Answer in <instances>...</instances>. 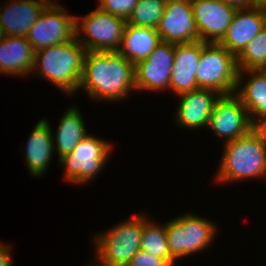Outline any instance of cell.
I'll return each instance as SVG.
<instances>
[{
  "label": "cell",
  "instance_id": "6",
  "mask_svg": "<svg viewBox=\"0 0 266 266\" xmlns=\"http://www.w3.org/2000/svg\"><path fill=\"white\" fill-rule=\"evenodd\" d=\"M113 146L110 140L88 134L70 154L58 160V164L64 169V180L72 185H86L96 180L106 167Z\"/></svg>",
  "mask_w": 266,
  "mask_h": 266
},
{
  "label": "cell",
  "instance_id": "1",
  "mask_svg": "<svg viewBox=\"0 0 266 266\" xmlns=\"http://www.w3.org/2000/svg\"><path fill=\"white\" fill-rule=\"evenodd\" d=\"M135 87V66L120 52L87 51L80 90L94 102H123Z\"/></svg>",
  "mask_w": 266,
  "mask_h": 266
},
{
  "label": "cell",
  "instance_id": "11",
  "mask_svg": "<svg viewBox=\"0 0 266 266\" xmlns=\"http://www.w3.org/2000/svg\"><path fill=\"white\" fill-rule=\"evenodd\" d=\"M174 64V44L161 42L145 60L135 65L136 91H169Z\"/></svg>",
  "mask_w": 266,
  "mask_h": 266
},
{
  "label": "cell",
  "instance_id": "31",
  "mask_svg": "<svg viewBox=\"0 0 266 266\" xmlns=\"http://www.w3.org/2000/svg\"><path fill=\"white\" fill-rule=\"evenodd\" d=\"M49 4H57V1L59 0H46Z\"/></svg>",
  "mask_w": 266,
  "mask_h": 266
},
{
  "label": "cell",
  "instance_id": "23",
  "mask_svg": "<svg viewBox=\"0 0 266 266\" xmlns=\"http://www.w3.org/2000/svg\"><path fill=\"white\" fill-rule=\"evenodd\" d=\"M142 251L163 259L169 266H178L170 254L165 223H156L143 213V232L141 237Z\"/></svg>",
  "mask_w": 266,
  "mask_h": 266
},
{
  "label": "cell",
  "instance_id": "26",
  "mask_svg": "<svg viewBox=\"0 0 266 266\" xmlns=\"http://www.w3.org/2000/svg\"><path fill=\"white\" fill-rule=\"evenodd\" d=\"M138 0H98L97 7L127 21Z\"/></svg>",
  "mask_w": 266,
  "mask_h": 266
},
{
  "label": "cell",
  "instance_id": "15",
  "mask_svg": "<svg viewBox=\"0 0 266 266\" xmlns=\"http://www.w3.org/2000/svg\"><path fill=\"white\" fill-rule=\"evenodd\" d=\"M266 24V3L237 9L225 36L219 44L237 57Z\"/></svg>",
  "mask_w": 266,
  "mask_h": 266
},
{
  "label": "cell",
  "instance_id": "24",
  "mask_svg": "<svg viewBox=\"0 0 266 266\" xmlns=\"http://www.w3.org/2000/svg\"><path fill=\"white\" fill-rule=\"evenodd\" d=\"M238 71L266 70V24L236 57Z\"/></svg>",
  "mask_w": 266,
  "mask_h": 266
},
{
  "label": "cell",
  "instance_id": "19",
  "mask_svg": "<svg viewBox=\"0 0 266 266\" xmlns=\"http://www.w3.org/2000/svg\"><path fill=\"white\" fill-rule=\"evenodd\" d=\"M34 50L23 36H4L0 41V74L23 78L33 75Z\"/></svg>",
  "mask_w": 266,
  "mask_h": 266
},
{
  "label": "cell",
  "instance_id": "8",
  "mask_svg": "<svg viewBox=\"0 0 266 266\" xmlns=\"http://www.w3.org/2000/svg\"><path fill=\"white\" fill-rule=\"evenodd\" d=\"M126 24V20L96 7L83 17L76 15V38L87 51H118Z\"/></svg>",
  "mask_w": 266,
  "mask_h": 266
},
{
  "label": "cell",
  "instance_id": "18",
  "mask_svg": "<svg viewBox=\"0 0 266 266\" xmlns=\"http://www.w3.org/2000/svg\"><path fill=\"white\" fill-rule=\"evenodd\" d=\"M6 2L5 6L0 4V27L4 36L26 37L29 29L49 5L46 0H8Z\"/></svg>",
  "mask_w": 266,
  "mask_h": 266
},
{
  "label": "cell",
  "instance_id": "29",
  "mask_svg": "<svg viewBox=\"0 0 266 266\" xmlns=\"http://www.w3.org/2000/svg\"><path fill=\"white\" fill-rule=\"evenodd\" d=\"M224 1L227 5L232 6L236 9H247V8H252L256 7L261 2L259 0H222Z\"/></svg>",
  "mask_w": 266,
  "mask_h": 266
},
{
  "label": "cell",
  "instance_id": "17",
  "mask_svg": "<svg viewBox=\"0 0 266 266\" xmlns=\"http://www.w3.org/2000/svg\"><path fill=\"white\" fill-rule=\"evenodd\" d=\"M207 43L201 40L174 44V64L170 77L169 91L176 96L197 90L196 70L202 48Z\"/></svg>",
  "mask_w": 266,
  "mask_h": 266
},
{
  "label": "cell",
  "instance_id": "13",
  "mask_svg": "<svg viewBox=\"0 0 266 266\" xmlns=\"http://www.w3.org/2000/svg\"><path fill=\"white\" fill-rule=\"evenodd\" d=\"M191 5L199 40L219 43L237 9L222 0H191Z\"/></svg>",
  "mask_w": 266,
  "mask_h": 266
},
{
  "label": "cell",
  "instance_id": "33",
  "mask_svg": "<svg viewBox=\"0 0 266 266\" xmlns=\"http://www.w3.org/2000/svg\"><path fill=\"white\" fill-rule=\"evenodd\" d=\"M261 3H266V0H259Z\"/></svg>",
  "mask_w": 266,
  "mask_h": 266
},
{
  "label": "cell",
  "instance_id": "25",
  "mask_svg": "<svg viewBox=\"0 0 266 266\" xmlns=\"http://www.w3.org/2000/svg\"><path fill=\"white\" fill-rule=\"evenodd\" d=\"M166 2L167 0H138L126 21L127 24L156 29L164 14Z\"/></svg>",
  "mask_w": 266,
  "mask_h": 266
},
{
  "label": "cell",
  "instance_id": "9",
  "mask_svg": "<svg viewBox=\"0 0 266 266\" xmlns=\"http://www.w3.org/2000/svg\"><path fill=\"white\" fill-rule=\"evenodd\" d=\"M75 38L76 16L60 3L49 4L26 35L34 52Z\"/></svg>",
  "mask_w": 266,
  "mask_h": 266
},
{
  "label": "cell",
  "instance_id": "5",
  "mask_svg": "<svg viewBox=\"0 0 266 266\" xmlns=\"http://www.w3.org/2000/svg\"><path fill=\"white\" fill-rule=\"evenodd\" d=\"M219 227L209 218L192 212H185L165 223L167 242L171 257L178 263L210 249Z\"/></svg>",
  "mask_w": 266,
  "mask_h": 266
},
{
  "label": "cell",
  "instance_id": "14",
  "mask_svg": "<svg viewBox=\"0 0 266 266\" xmlns=\"http://www.w3.org/2000/svg\"><path fill=\"white\" fill-rule=\"evenodd\" d=\"M219 94L209 89H197L178 95V105L173 123L180 129H207L215 101Z\"/></svg>",
  "mask_w": 266,
  "mask_h": 266
},
{
  "label": "cell",
  "instance_id": "7",
  "mask_svg": "<svg viewBox=\"0 0 266 266\" xmlns=\"http://www.w3.org/2000/svg\"><path fill=\"white\" fill-rule=\"evenodd\" d=\"M237 79L236 57L219 43H207L196 70L197 88L230 95L236 92Z\"/></svg>",
  "mask_w": 266,
  "mask_h": 266
},
{
  "label": "cell",
  "instance_id": "22",
  "mask_svg": "<svg viewBox=\"0 0 266 266\" xmlns=\"http://www.w3.org/2000/svg\"><path fill=\"white\" fill-rule=\"evenodd\" d=\"M161 42L156 29L126 24L118 52L135 66L149 57Z\"/></svg>",
  "mask_w": 266,
  "mask_h": 266
},
{
  "label": "cell",
  "instance_id": "10",
  "mask_svg": "<svg viewBox=\"0 0 266 266\" xmlns=\"http://www.w3.org/2000/svg\"><path fill=\"white\" fill-rule=\"evenodd\" d=\"M253 127L246 107L234 93L215 101L207 130L225 143L247 135Z\"/></svg>",
  "mask_w": 266,
  "mask_h": 266
},
{
  "label": "cell",
  "instance_id": "3",
  "mask_svg": "<svg viewBox=\"0 0 266 266\" xmlns=\"http://www.w3.org/2000/svg\"><path fill=\"white\" fill-rule=\"evenodd\" d=\"M222 150L213 175L217 184H239L254 178L266 180V146L254 129L239 139L223 143Z\"/></svg>",
  "mask_w": 266,
  "mask_h": 266
},
{
  "label": "cell",
  "instance_id": "2",
  "mask_svg": "<svg viewBox=\"0 0 266 266\" xmlns=\"http://www.w3.org/2000/svg\"><path fill=\"white\" fill-rule=\"evenodd\" d=\"M87 49L77 38L34 52L31 73L53 84L67 96H75L81 84Z\"/></svg>",
  "mask_w": 266,
  "mask_h": 266
},
{
  "label": "cell",
  "instance_id": "21",
  "mask_svg": "<svg viewBox=\"0 0 266 266\" xmlns=\"http://www.w3.org/2000/svg\"><path fill=\"white\" fill-rule=\"evenodd\" d=\"M67 109L58 122L56 132H52L54 152L58 160L70 154L77 144L90 134L87 133L81 109L75 105Z\"/></svg>",
  "mask_w": 266,
  "mask_h": 266
},
{
  "label": "cell",
  "instance_id": "32",
  "mask_svg": "<svg viewBox=\"0 0 266 266\" xmlns=\"http://www.w3.org/2000/svg\"><path fill=\"white\" fill-rule=\"evenodd\" d=\"M4 35H3V32H2V29L0 27V41L3 39Z\"/></svg>",
  "mask_w": 266,
  "mask_h": 266
},
{
  "label": "cell",
  "instance_id": "28",
  "mask_svg": "<svg viewBox=\"0 0 266 266\" xmlns=\"http://www.w3.org/2000/svg\"><path fill=\"white\" fill-rule=\"evenodd\" d=\"M13 245L0 242V266H13Z\"/></svg>",
  "mask_w": 266,
  "mask_h": 266
},
{
  "label": "cell",
  "instance_id": "12",
  "mask_svg": "<svg viewBox=\"0 0 266 266\" xmlns=\"http://www.w3.org/2000/svg\"><path fill=\"white\" fill-rule=\"evenodd\" d=\"M156 31L163 42L182 44L198 41L191 0H167Z\"/></svg>",
  "mask_w": 266,
  "mask_h": 266
},
{
  "label": "cell",
  "instance_id": "30",
  "mask_svg": "<svg viewBox=\"0 0 266 266\" xmlns=\"http://www.w3.org/2000/svg\"><path fill=\"white\" fill-rule=\"evenodd\" d=\"M253 129L260 135L266 146V117L259 119L254 123Z\"/></svg>",
  "mask_w": 266,
  "mask_h": 266
},
{
  "label": "cell",
  "instance_id": "27",
  "mask_svg": "<svg viewBox=\"0 0 266 266\" xmlns=\"http://www.w3.org/2000/svg\"><path fill=\"white\" fill-rule=\"evenodd\" d=\"M128 266H169L163 259L151 255L141 249L131 259Z\"/></svg>",
  "mask_w": 266,
  "mask_h": 266
},
{
  "label": "cell",
  "instance_id": "16",
  "mask_svg": "<svg viewBox=\"0 0 266 266\" xmlns=\"http://www.w3.org/2000/svg\"><path fill=\"white\" fill-rule=\"evenodd\" d=\"M49 118L39 119L29 134L28 140L20 150L24 156L25 166L31 177L42 178L54 157L52 126Z\"/></svg>",
  "mask_w": 266,
  "mask_h": 266
},
{
  "label": "cell",
  "instance_id": "20",
  "mask_svg": "<svg viewBox=\"0 0 266 266\" xmlns=\"http://www.w3.org/2000/svg\"><path fill=\"white\" fill-rule=\"evenodd\" d=\"M235 94L246 107L253 124L266 117V70L238 71Z\"/></svg>",
  "mask_w": 266,
  "mask_h": 266
},
{
  "label": "cell",
  "instance_id": "4",
  "mask_svg": "<svg viewBox=\"0 0 266 266\" xmlns=\"http://www.w3.org/2000/svg\"><path fill=\"white\" fill-rule=\"evenodd\" d=\"M127 219V220H126ZM111 228L93 235L95 260L91 266H128L141 247L143 213H135Z\"/></svg>",
  "mask_w": 266,
  "mask_h": 266
}]
</instances>
